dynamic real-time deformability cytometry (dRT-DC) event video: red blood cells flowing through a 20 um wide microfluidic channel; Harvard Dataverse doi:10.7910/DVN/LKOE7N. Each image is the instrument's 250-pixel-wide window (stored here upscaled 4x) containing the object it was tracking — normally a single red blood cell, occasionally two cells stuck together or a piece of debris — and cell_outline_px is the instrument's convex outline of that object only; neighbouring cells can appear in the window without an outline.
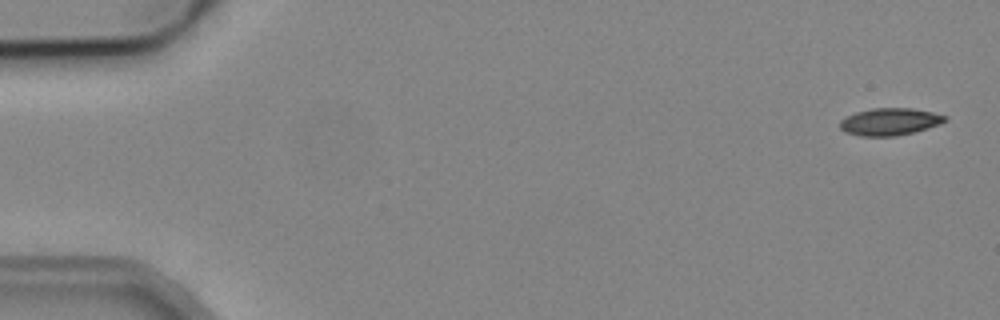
{"species": "common noctule bat (a hibernating species)", "species_latin": "Nyctalus noctula", "temperature_condition": "cold", "stored_images_in_passage": 4, "camera_frame_rate_fps": 3000, "um_per_image_px": 0.085, "animal": {"sex": "male", "body_mass_g": 19.2, "forearm_length_mm": 51.8}, "frame": {"image": 1, "passage_image": 1, "time_ms": 0.0, "image_size_px": [1000, 320], "cell_outline_px": [[948, 120], [940, 124], [928, 128], [896, 136], [860, 136], [844, 132], [840, 128], [840, 120], [844, 116], [856, 112], [872, 108], [912, 108], [932, 112], [948, 116]], "centroid_in_image_um": [75.62, 10.34], "position_along_channel_um": 9.4, "area_um2": 16.82}}
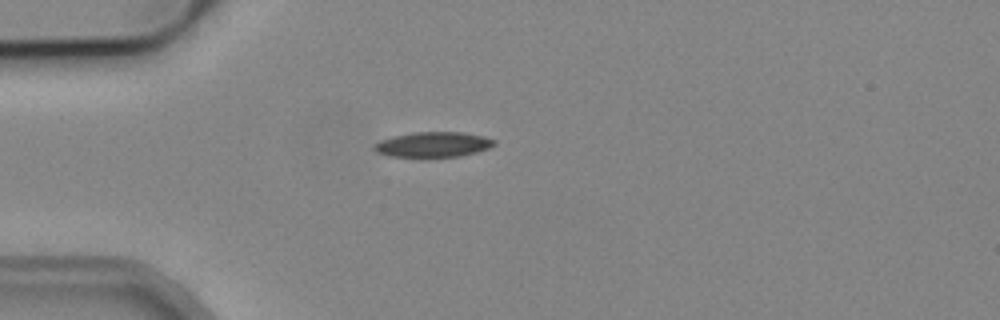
{"frame": {"image": 2, "passage_image": 4, "time_ms": 4.333, "image_size_px": [1000, 320], "cell_outline_px": [[496, 144], [488, 148], [476, 152], [460, 156], [388, 156], [376, 152], [372, 148], [380, 140], [392, 136], [412, 132], [464, 132], [484, 136], [496, 140]], "centroid_in_image_um": [36.82, 12.26], "position_along_channel_um": 48.2, "area_um2": 17.51}}